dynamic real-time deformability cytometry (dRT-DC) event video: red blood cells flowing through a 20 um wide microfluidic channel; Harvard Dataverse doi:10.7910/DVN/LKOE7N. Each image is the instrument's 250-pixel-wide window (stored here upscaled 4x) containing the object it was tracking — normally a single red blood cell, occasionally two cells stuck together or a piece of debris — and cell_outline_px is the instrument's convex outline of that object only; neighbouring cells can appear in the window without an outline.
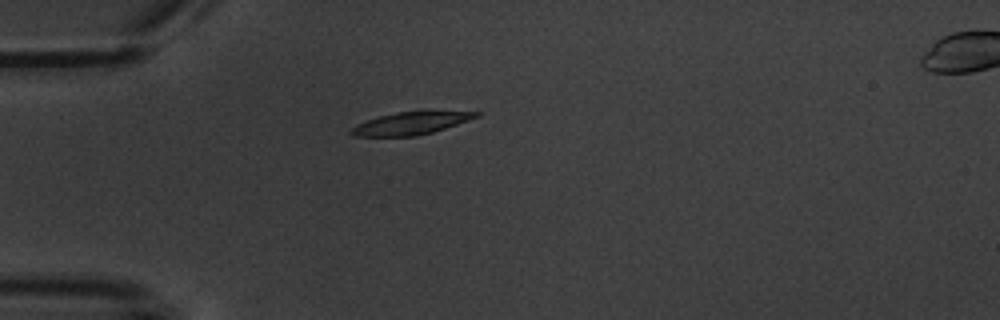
{"species": "common noctule bat (a hibernating species)", "species_latin": "Nyctalus noctula", "temperature_condition": "warm", "stored_images_in_passage": 2, "camera_frame_rate_fps": 3000, "um_per_image_px": 0.085, "animal": {"sex": "male", "body_mass_g": 20.1, "forearm_length_mm": 53.5}, "frame": {"image": 1, "passage_image": 1, "time_ms": 0.0, "image_size_px": [1000, 320], "cell_outline_px": [[480, 116], [432, 132], [416, 136], [352, 136], [348, 132], [356, 124], [380, 116], [396, 112], [480, 112]], "centroid_in_image_um": [34.84, 10.5], "position_along_channel_um": 50.2, "area_um2": 15.9}}